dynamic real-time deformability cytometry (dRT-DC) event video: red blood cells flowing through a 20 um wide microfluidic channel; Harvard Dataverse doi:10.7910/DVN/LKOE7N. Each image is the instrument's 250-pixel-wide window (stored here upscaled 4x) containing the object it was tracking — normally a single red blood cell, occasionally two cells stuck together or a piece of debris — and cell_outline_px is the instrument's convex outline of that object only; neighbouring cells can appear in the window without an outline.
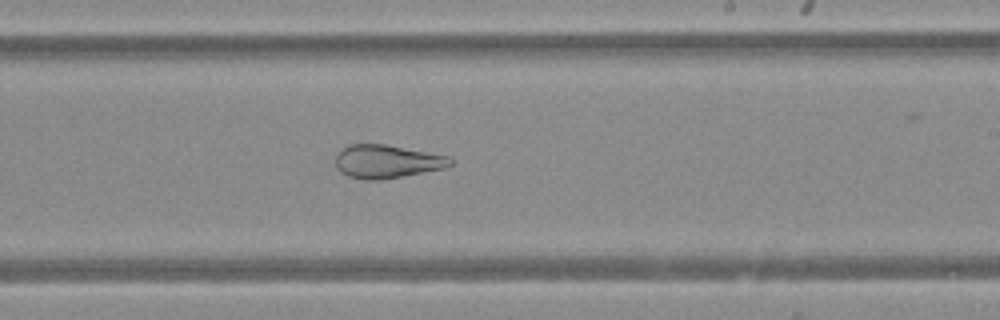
{"species": "Egyptian fruit bat (a non-hibernating species)", "species_latin": "Rousettus aegyptiacus", "temperature_condition": "warm", "stored_images_in_passage": 36, "camera_frame_rate_fps": 3000, "um_per_image_px": 0.085, "animal": {"sex": "female"}, "frame": {"image": 1, "passage_image": 16, "time_ms": 5.0, "image_size_px": [1000, 320], "cell_outline_px": [[452, 164], [444, 168], [380, 180], [364, 180], [348, 176], [340, 172], [336, 164], [336, 156], [348, 144], [384, 144], [448, 156], [452, 160]], "centroid_in_image_um": [32.86, 13.73], "position_along_channel_um": 256.1, "area_um2": 21.96}}
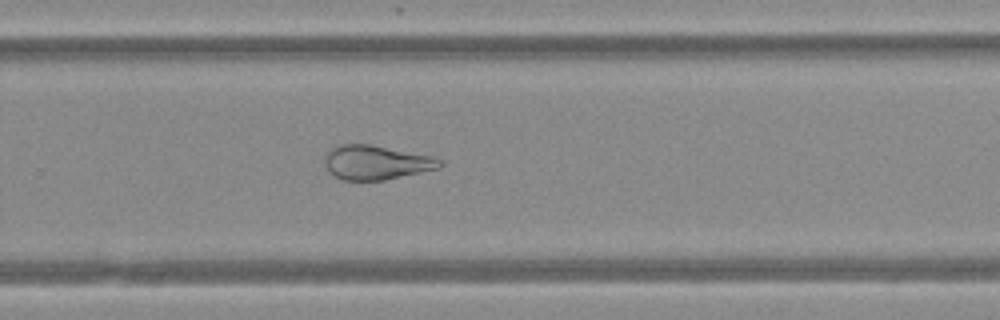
{"frame": {"image": 2, "passage_image": 19, "time_ms": 6.0, "image_size_px": [1000, 320], "cell_outline_px": [[444, 164], [440, 168], [384, 180], [344, 180], [332, 176], [324, 164], [324, 156], [332, 148], [340, 144], [368, 144], [432, 156], [444, 160]], "centroid_in_image_um": [31.97, 13.81], "position_along_channel_um": 297.8, "area_um2": 23.06}}
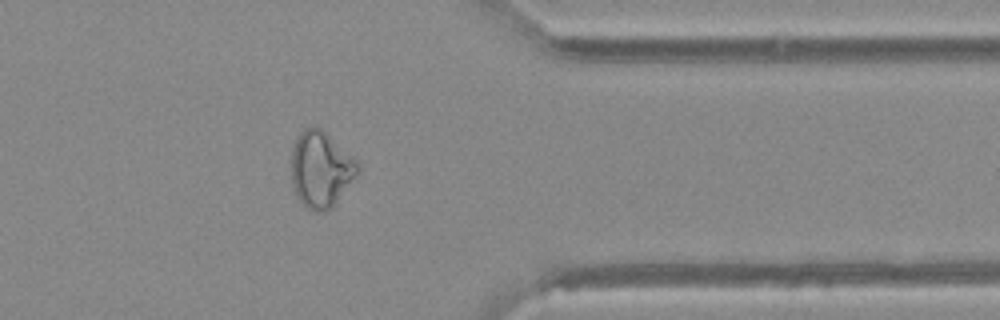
{"frame": {"image": 3, "passage_image": 26, "time_ms": 8.333, "image_size_px": [1000, 320], "cell_outline_px": [[360, 168], [332, 208], [324, 212], [316, 212], [308, 208], [296, 196], [292, 184], [292, 148], [300, 132], [304, 128], [320, 128], [352, 156], [360, 164]], "centroid_in_image_um": [27.25, 14.41], "position_along_channel_um": 384.1, "area_um2": 28.84}}